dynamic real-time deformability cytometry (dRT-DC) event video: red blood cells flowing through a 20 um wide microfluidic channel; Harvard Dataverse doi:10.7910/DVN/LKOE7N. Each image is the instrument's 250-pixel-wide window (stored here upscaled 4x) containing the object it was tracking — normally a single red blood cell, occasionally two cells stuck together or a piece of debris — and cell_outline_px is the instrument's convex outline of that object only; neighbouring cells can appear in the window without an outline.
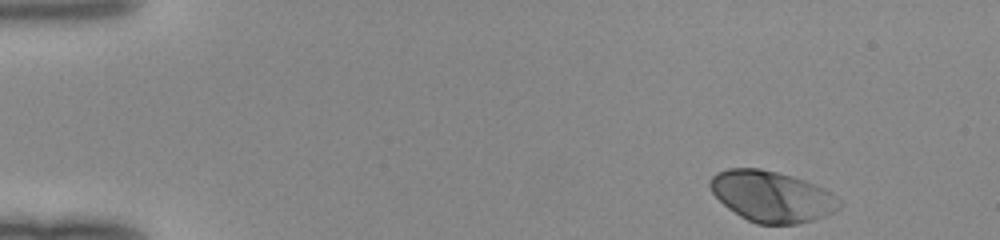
{"species": "human", "species_latin": "Homo sapiens", "temperature_condition": "room temperature", "stored_images_in_passage": 45, "camera_frame_rate_fps": 3000, "um_per_image_px": 0.085, "donor": {"sex": "female"}, "frame": {"image": 1, "passage_image": 1, "time_ms": 0.0, "image_size_px": [1000, 240], "cell_outline_px": [[844, 204], [840, 208], [824, 216], [812, 220], [796, 224], [756, 224], [740, 216], [728, 208], [712, 192], [708, 184], [708, 180], [716, 172], [728, 168], [760, 168], [792, 176], [816, 184], [832, 192]], "centroid_in_image_um": [65.61, 16.69], "position_along_channel_um": 19.4, "area_um2": 38.49}}
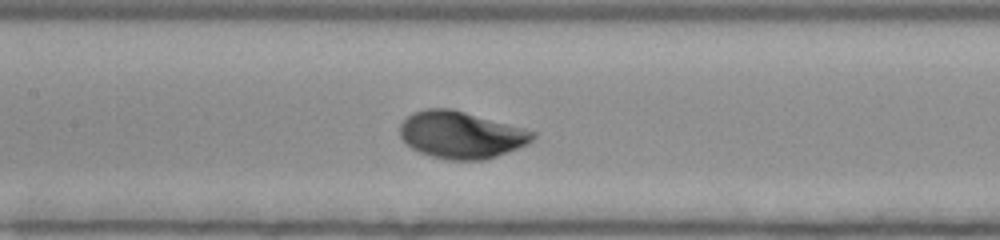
{"frame": {"image": 2, "passage_image": 20, "time_ms": 6.333, "image_size_px": [1000, 240], "cell_outline_px": [[536, 136], [528, 144], [496, 156], [484, 160], [448, 160], [432, 156], [420, 152], [412, 148], [400, 136], [400, 124], [412, 112], [424, 108], [452, 108], [524, 128], [536, 132]], "centroid_in_image_um": [39.19, 11.45], "position_along_channel_um": 168.2, "area_um2": 36.41}}
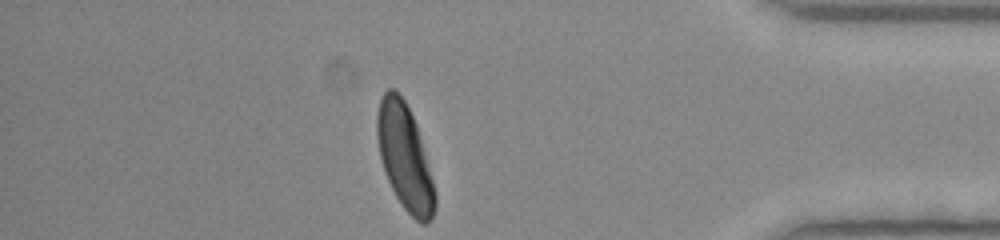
{"frame": {"image": 3, "passage_image": 39, "time_ms": 12.667, "image_size_px": [1000, 240], "cell_outline_px": [[436, 208], [432, 220], [428, 224], [420, 224], [404, 208], [396, 196], [384, 172], [380, 156], [376, 136], [376, 116], [380, 100], [384, 92], [388, 88], [392, 88], [404, 100], [416, 124], [436, 192]], "centroid_in_image_um": [34.4, 13.4], "position_along_channel_um": 400.8, "area_um2": 35.37}}